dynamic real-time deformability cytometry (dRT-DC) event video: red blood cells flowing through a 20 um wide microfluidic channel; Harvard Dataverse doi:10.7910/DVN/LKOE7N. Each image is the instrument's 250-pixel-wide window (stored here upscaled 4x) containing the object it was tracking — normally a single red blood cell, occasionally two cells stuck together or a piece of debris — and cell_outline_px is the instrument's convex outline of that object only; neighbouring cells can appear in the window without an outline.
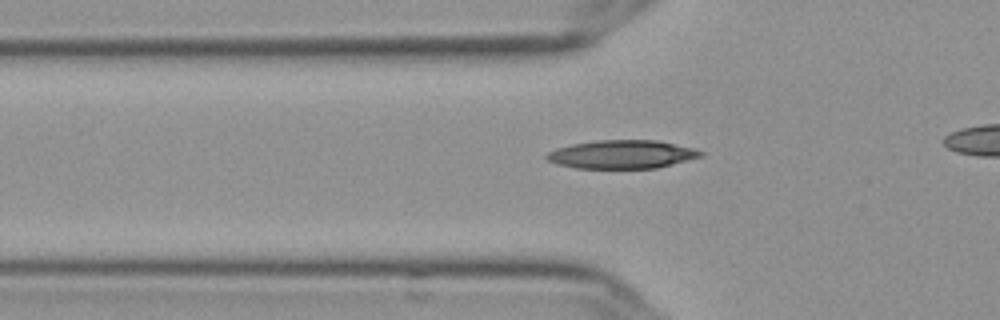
{"species": "Egyptian fruit bat (a non-hibernating species)", "species_latin": "Rousettus aegyptiacus", "temperature_condition": "cold", "stored_images_in_passage": 44, "camera_frame_rate_fps": 3000, "um_per_image_px": 0.085, "frame": {"image": 1, "passage_image": 14, "time_ms": 4.333, "image_size_px": [1000, 320], "cell_outline_px": [[704, 156], [656, 168], [576, 168], [556, 164], [548, 160], [544, 156], [548, 152], [556, 148], [572, 144], [596, 140], [656, 140], [692, 148], [704, 152]], "centroid_in_image_um": [52.84, 13.12], "position_along_channel_um": 73.0, "area_um2": 25.43}}
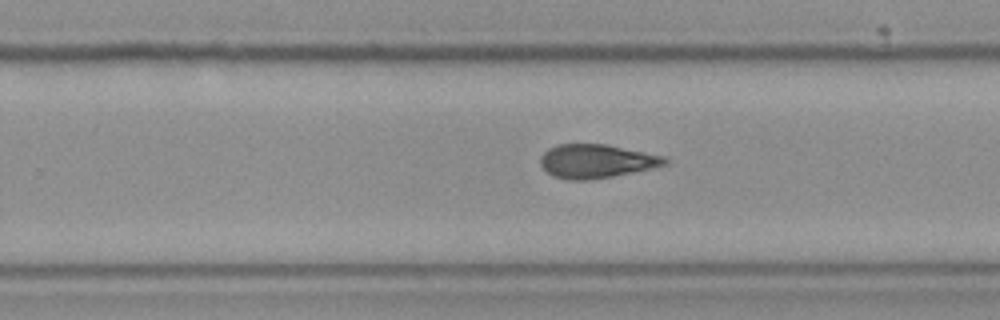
{"frame": {"image": 2, "passage_image": 31, "time_ms": 10.0, "image_size_px": [1000, 320], "cell_outline_px": [[668, 164], [652, 168], [612, 176], [588, 180], [568, 180], [556, 176], [548, 172], [540, 164], [540, 156], [548, 148], [556, 144], [608, 144], [664, 156], [668, 160]], "centroid_in_image_um": [50.69, 13.68], "position_along_channel_um": 279.1, "area_um2": 24.39}}
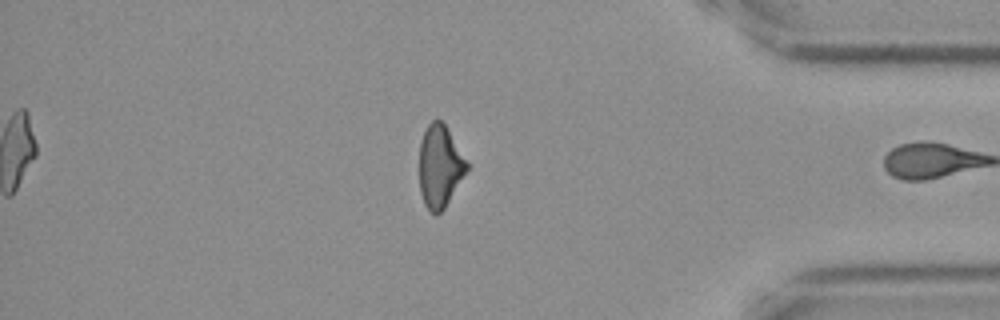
{"frame": {"image": 3, "passage_image": 43, "time_ms": 14.0, "image_size_px": [1000, 320], "cell_outline_px": [[468, 168], [444, 208], [436, 216], [424, 204], [420, 192], [420, 144], [424, 132], [428, 124], [432, 120], [440, 120], [444, 124], [468, 164]], "centroid_in_image_um": [37.36, 14.15], "position_along_channel_um": 397.8, "area_um2": 22.14}}